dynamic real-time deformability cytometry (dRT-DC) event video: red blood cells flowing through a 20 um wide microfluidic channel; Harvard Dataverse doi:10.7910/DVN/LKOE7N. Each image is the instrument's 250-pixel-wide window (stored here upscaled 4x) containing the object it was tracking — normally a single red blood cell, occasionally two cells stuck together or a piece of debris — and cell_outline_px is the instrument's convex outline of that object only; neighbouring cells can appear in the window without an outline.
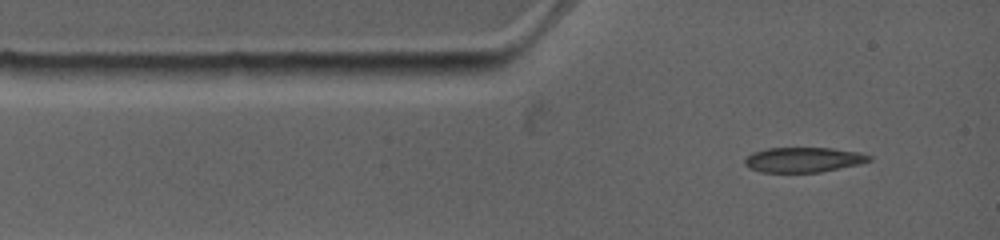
{"species": "common noctule bat (a hibernating species)", "species_latin": "Nyctalus noctula", "temperature_condition": "warm", "stored_images_in_passage": 3, "camera_frame_rate_fps": 4500, "um_per_image_px": 0.085, "animal": {"sex": "female", "body_mass_g": 19.0, "forearm_length_mm": 53.3}, "frame": {"image": 1, "passage_image": 1, "time_ms": 0.0, "image_size_px": [1000, 240], "cell_outline_px": [[872, 160], [860, 164], [820, 172], [760, 172], [748, 168], [744, 164], [744, 160], [752, 152], [768, 148], [832, 148], [860, 152], [872, 156]], "centroid_in_image_um": [68.29, 13.58], "position_along_channel_um": 16.7, "area_um2": 18.21}}
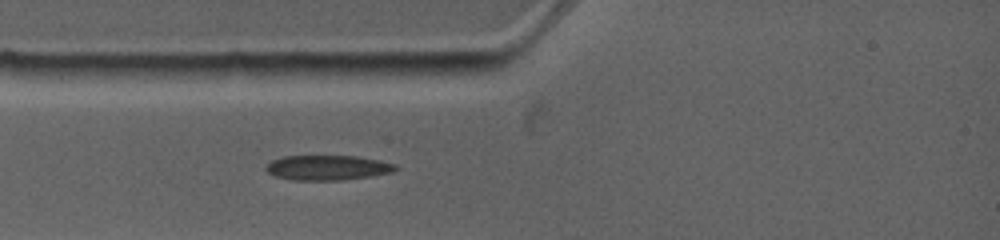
{"frame": {"image": 2, "passage_image": 3, "time_ms": 1.556, "image_size_px": [1000, 240], "cell_outline_px": [[400, 168], [392, 172], [372, 176], [340, 180], [292, 180], [276, 176], [268, 172], [264, 168], [272, 160], [280, 156], [356, 156], [380, 160], [396, 164]], "centroid_in_image_um": [27.86, 14.25], "position_along_channel_um": 57.1, "area_um2": 18.9}}